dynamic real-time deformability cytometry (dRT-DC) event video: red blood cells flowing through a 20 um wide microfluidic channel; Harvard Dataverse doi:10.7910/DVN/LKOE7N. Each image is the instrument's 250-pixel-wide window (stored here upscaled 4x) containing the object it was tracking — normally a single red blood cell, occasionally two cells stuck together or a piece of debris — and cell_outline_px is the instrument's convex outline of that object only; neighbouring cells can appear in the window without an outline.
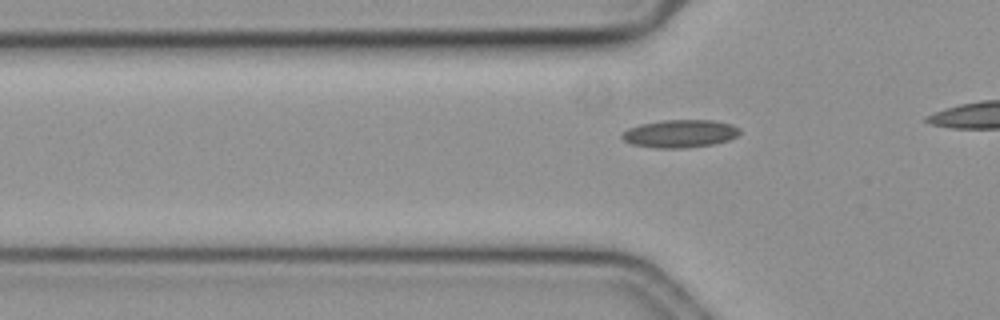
{"species": "common noctule bat (a hibernating species)", "species_latin": "Nyctalus noctula", "temperature_condition": "cold", "stored_images_in_passage": 22, "camera_frame_rate_fps": 3000, "um_per_image_px": 0.085, "animal": {"sex": "female", "body_mass_g": 19.3, "forearm_length_mm": 54.1}, "frame": {"image": 1, "passage_image": 15, "time_ms": 4.667, "image_size_px": [1000, 320], "cell_outline_px": [[740, 132], [736, 136], [728, 140], [712, 144], [684, 148], [656, 148], [632, 144], [624, 140], [620, 136], [628, 128], [640, 124], [664, 120], [712, 120], [732, 124], [740, 128]], "centroid_in_image_um": [57.8, 11.35], "position_along_channel_um": 68.0, "area_um2": 19.02}}
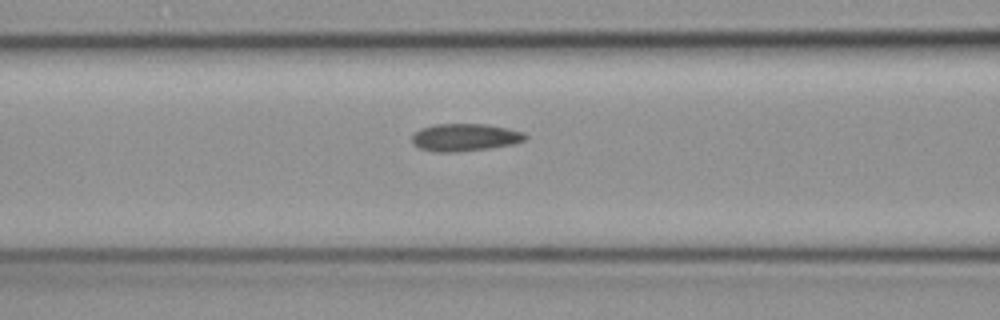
{"frame": {"image": 2, "passage_image": 20, "time_ms": 6.333, "image_size_px": [1000, 320], "cell_outline_px": [[528, 136], [524, 140], [512, 144], [488, 148], [456, 152], [436, 152], [420, 148], [412, 144], [412, 136], [420, 128], [436, 124], [488, 124], [508, 128], [524, 132]], "centroid_in_image_um": [39.51, 11.67], "position_along_channel_um": 127.1, "area_um2": 18.15}}